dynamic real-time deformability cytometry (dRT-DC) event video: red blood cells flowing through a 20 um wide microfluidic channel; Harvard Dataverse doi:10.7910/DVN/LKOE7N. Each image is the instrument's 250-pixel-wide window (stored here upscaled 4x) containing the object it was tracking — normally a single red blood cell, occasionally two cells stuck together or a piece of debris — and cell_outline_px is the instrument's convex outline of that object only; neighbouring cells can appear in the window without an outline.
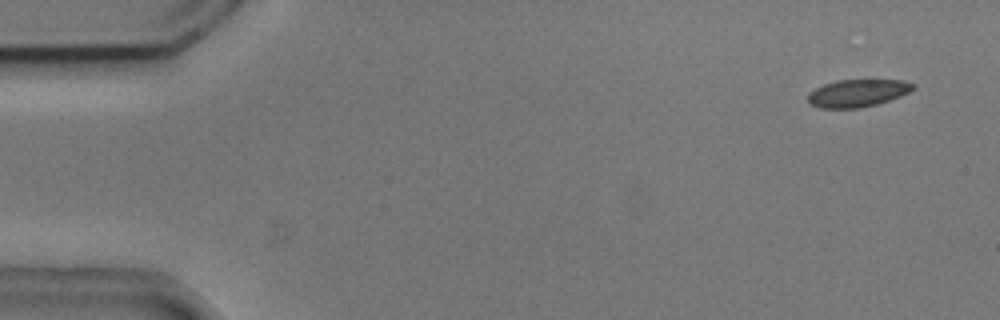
{"species": "common noctule bat (a hibernating species)", "species_latin": "Nyctalus noctula", "temperature_condition": "cold", "stored_images_in_passage": 54, "camera_frame_rate_fps": 3000, "um_per_image_px": 0.085, "animal": {"sex": "male", "body_mass_g": 20.5, "forearm_length_mm": 52.5}, "frame": {"image": 1, "passage_image": 3, "time_ms": 0.667, "image_size_px": [1000, 320], "cell_outline_px": [[916, 88], [900, 96], [876, 104], [860, 108], [820, 108], [808, 104], [808, 92], [824, 84], [836, 80], [904, 80], [916, 84]], "centroid_in_image_um": [72.88, 7.91], "position_along_channel_um": 12.1, "area_um2": 16.94}}
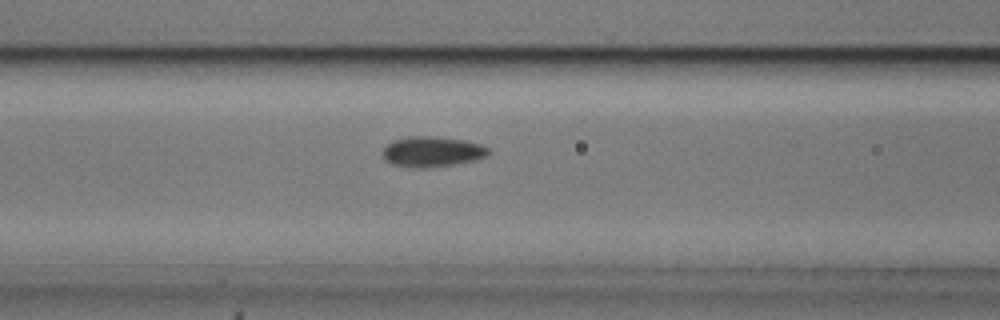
{"frame": {"image": 2, "passage_image": 22, "time_ms": 7.0, "image_size_px": [1000, 320], "cell_outline_px": [[492, 152], [488, 156], [472, 160], [452, 164], [420, 168], [416, 168], [392, 164], [384, 160], [384, 148], [392, 140], [408, 136], [432, 136], [464, 140], [484, 144]], "centroid_in_image_um": [36.76, 12.87], "position_along_channel_um": 129.8, "area_um2": 18.67}}
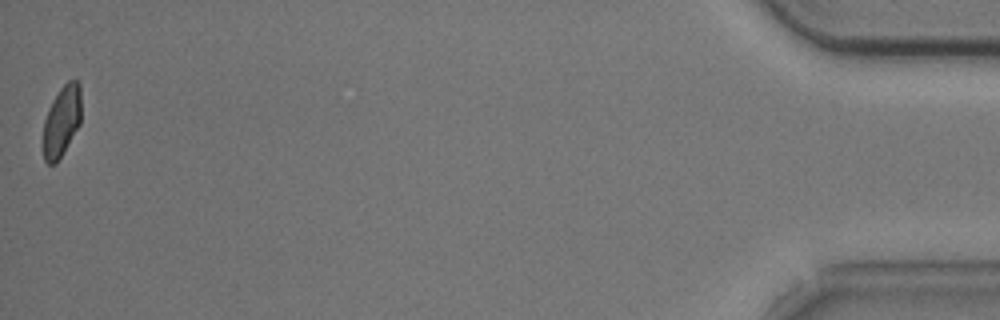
{"frame": {"image": 3, "passage_image": 54, "time_ms": 17.667, "image_size_px": [1000, 320], "cell_outline_px": [[80, 124], [56, 164], [48, 164], [44, 160], [44, 120], [48, 108], [52, 100], [60, 88], [68, 80], [76, 80], [80, 84]], "centroid_in_image_um": [5.24, 10.28], "position_along_channel_um": 430.0, "area_um2": 15.55}, "authors_computed_cell_mechanics": {"area_um2": 17.5712, "velocity_mm_per_s": 3.7092, "shape_relaxation_time_tau1_ms": 1.5461, "shape_relaxation_time_tau2_ms": 1.7299, "deformation_change_tau1": 0.0889, "deformation_change_tau2": 0.0591}}